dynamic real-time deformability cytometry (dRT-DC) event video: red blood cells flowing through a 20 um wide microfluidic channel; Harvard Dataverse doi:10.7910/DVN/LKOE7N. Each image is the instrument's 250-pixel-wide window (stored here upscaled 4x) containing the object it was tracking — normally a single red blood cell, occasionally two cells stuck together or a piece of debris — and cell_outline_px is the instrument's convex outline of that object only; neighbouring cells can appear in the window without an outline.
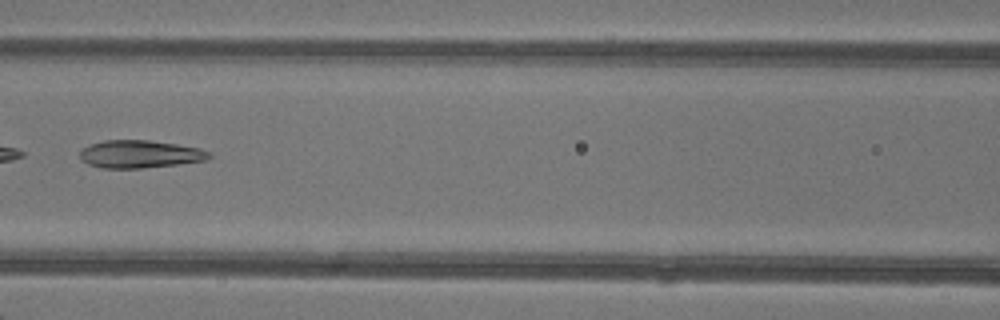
{"species": "common noctule bat (a hibernating species)", "species_latin": "Nyctalus noctula", "temperature_condition": "warm", "stored_images_in_passage": 7, "camera_frame_rate_fps": 3000, "um_per_image_px": 0.085, "animal": {"sex": "female"}, "frame": {"image": 1, "passage_image": 7, "time_ms": 7.667, "image_size_px": [1000, 320], "cell_outline_px": [[212, 156], [204, 160], [176, 164], [140, 168], [100, 168], [88, 164], [80, 160], [80, 148], [88, 144], [104, 140], [148, 140], [176, 144], [200, 148], [212, 152]], "centroid_in_image_um": [11.84, 13.09], "position_along_channel_um": 154.8, "area_um2": 20.98}}